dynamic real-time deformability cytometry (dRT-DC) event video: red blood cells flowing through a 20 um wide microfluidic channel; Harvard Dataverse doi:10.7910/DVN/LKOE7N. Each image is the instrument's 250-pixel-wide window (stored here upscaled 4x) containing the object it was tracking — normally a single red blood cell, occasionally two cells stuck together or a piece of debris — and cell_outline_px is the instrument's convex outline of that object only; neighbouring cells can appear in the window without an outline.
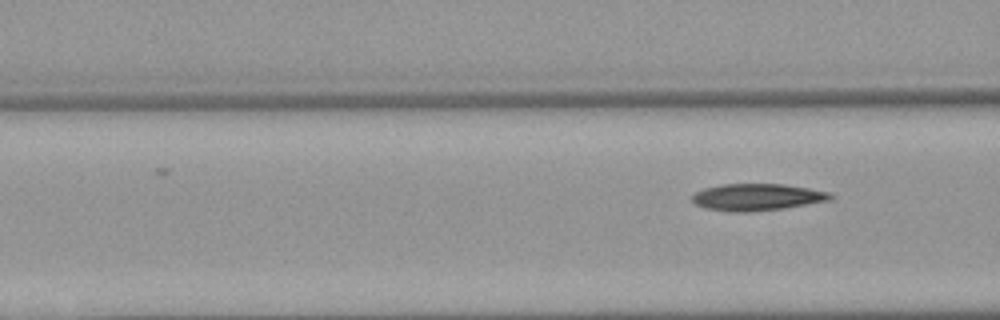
{"species": "Egyptian fruit bat (a non-hibernating species)", "species_latin": "Rousettus aegyptiacus", "temperature_condition": "warm", "stored_images_in_passage": 4, "camera_frame_rate_fps": 3000, "um_per_image_px": 0.085, "animal": {"sex": "female"}, "frame": {"image": 1, "passage_image": 4, "time_ms": 3.667, "image_size_px": [1000, 320], "cell_outline_px": [[832, 196], [828, 200], [780, 208], [748, 212], [732, 212], [704, 208], [696, 204], [692, 200], [692, 196], [696, 192], [704, 188], [720, 184], [784, 184], [808, 188], [828, 192]], "centroid_in_image_um": [64.26, 16.75], "position_along_channel_um": 102.3, "area_um2": 21.27}}